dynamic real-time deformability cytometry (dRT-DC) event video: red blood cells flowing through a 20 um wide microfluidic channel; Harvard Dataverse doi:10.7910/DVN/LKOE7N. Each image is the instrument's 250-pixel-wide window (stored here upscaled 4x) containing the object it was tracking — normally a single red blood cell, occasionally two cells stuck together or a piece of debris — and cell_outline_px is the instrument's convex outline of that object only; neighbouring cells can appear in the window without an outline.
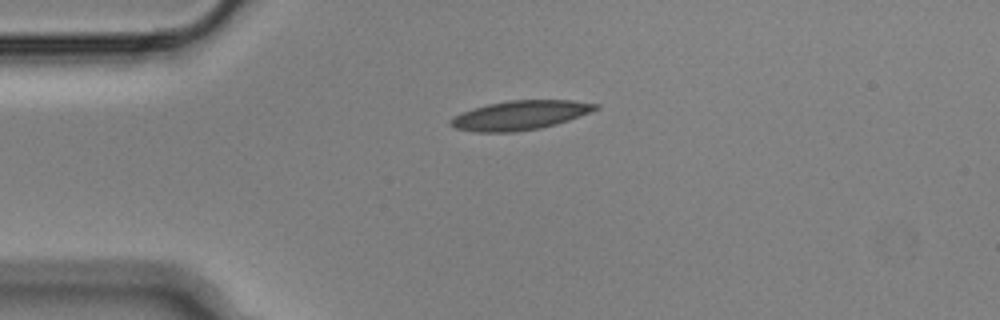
{"species": "Egyptian fruit bat (a non-hibernating species)", "species_latin": "Rousettus aegyptiacus", "temperature_condition": "cold", "stored_images_in_passage": 1, "camera_frame_rate_fps": 3000, "um_per_image_px": 0.085, "animal": {"sex": "male"}, "frame": {"image": 1, "passage_image": 1, "time_ms": 0.0, "image_size_px": [1000, 320], "cell_outline_px": [[600, 108], [568, 120], [556, 124], [540, 128], [512, 132], [476, 132], [456, 128], [448, 124], [448, 120], [452, 116], [460, 112], [472, 108], [488, 104], [508, 100], [572, 100], [600, 104]], "centroid_in_image_um": [44.16, 9.79], "position_along_channel_um": 40.8, "area_um2": 24.8}}